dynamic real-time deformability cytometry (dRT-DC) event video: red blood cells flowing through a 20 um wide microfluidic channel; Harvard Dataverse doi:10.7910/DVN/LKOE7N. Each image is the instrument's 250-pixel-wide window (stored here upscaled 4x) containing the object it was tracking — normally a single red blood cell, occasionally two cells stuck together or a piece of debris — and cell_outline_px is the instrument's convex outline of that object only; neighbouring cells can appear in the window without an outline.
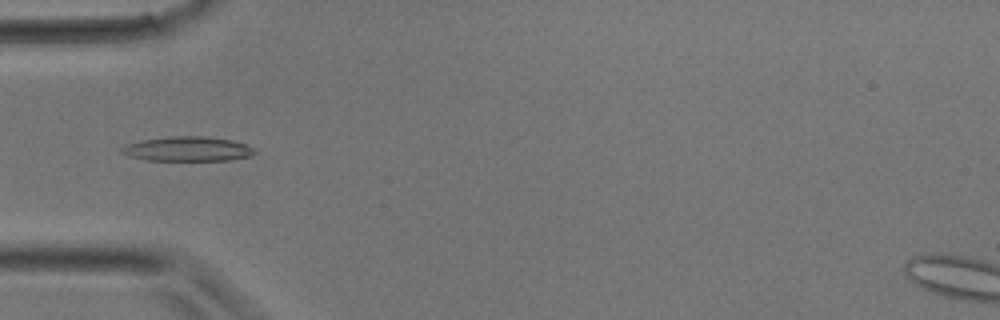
{"species": "common noctule bat (a hibernating species)", "species_latin": "Nyctalus noctula", "temperature_condition": "room temperature", "stored_images_in_passage": 23, "camera_frame_rate_fps": 3000, "um_per_image_px": 0.085, "animal": {"sex": "male", "body_mass_g": 17.9}, "frame": {"image": 1, "passage_image": 4, "time_ms": 1.0, "image_size_px": [1000, 320], "cell_outline_px": [[260, 152], [252, 156], [228, 160], [148, 160], [132, 156], [120, 152], [120, 148], [128, 144], [144, 140], [168, 136], [204, 136], [232, 140], [248, 144]], "centroid_in_image_um": [16.05, 12.65], "position_along_channel_um": 68.9, "area_um2": 19.07}}
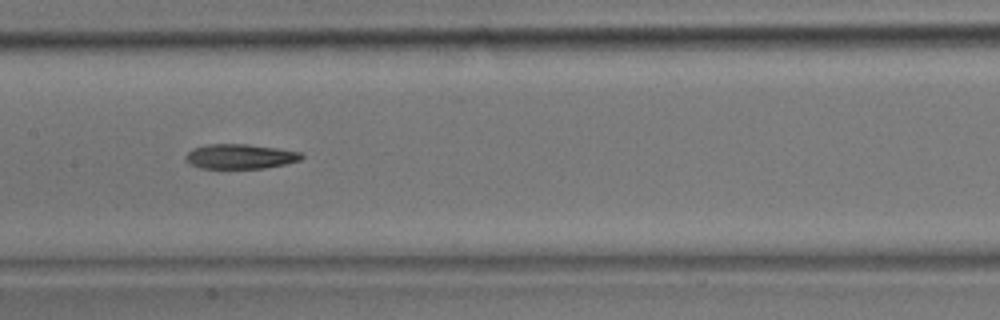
{"frame": {"image": 2, "passage_image": 10, "time_ms": 3.0, "image_size_px": [1000, 320], "cell_outline_px": [[304, 156], [300, 160], [284, 164], [264, 168], [200, 168], [188, 164], [184, 160], [184, 156], [192, 148], [208, 144], [248, 144], [276, 148], [300, 152]], "centroid_in_image_um": [20.35, 13.3], "position_along_channel_um": 187.1, "area_um2": 16.76}}
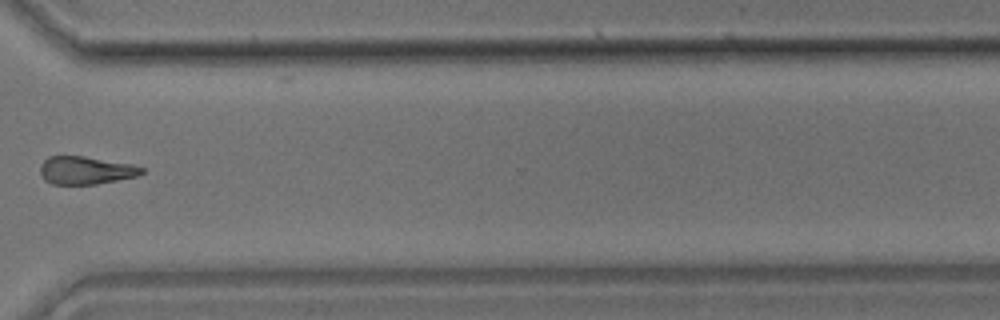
{"frame": {"image": 3, "passage_image": 19, "time_ms": 6.0, "image_size_px": [1000, 320], "cell_outline_px": [[144, 172], [136, 176], [96, 184], [52, 184], [44, 180], [40, 172], [40, 164], [48, 156], [84, 156], [132, 164], [144, 168]], "centroid_in_image_um": [7.26, 14.47], "position_along_channel_um": 363.3, "area_um2": 16.47}}